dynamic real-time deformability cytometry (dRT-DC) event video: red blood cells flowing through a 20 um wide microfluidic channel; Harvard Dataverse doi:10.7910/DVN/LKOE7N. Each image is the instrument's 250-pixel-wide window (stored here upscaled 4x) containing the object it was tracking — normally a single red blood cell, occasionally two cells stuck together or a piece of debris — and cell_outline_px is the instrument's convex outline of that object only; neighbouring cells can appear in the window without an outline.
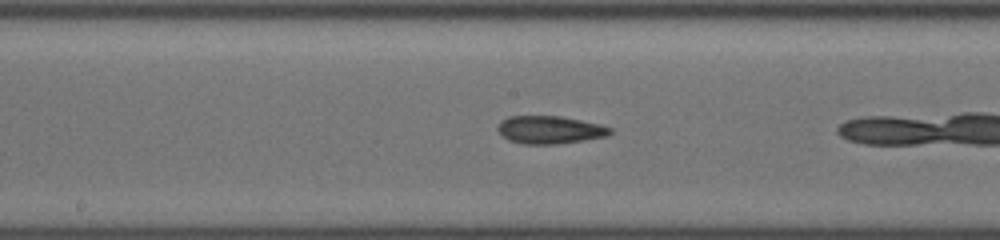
{"species": "common noctule bat (a hibernating species)", "species_latin": "Nyctalus noctula", "temperature_condition": "cold", "stored_images_in_passage": 14, "camera_frame_rate_fps": 3000, "um_per_image_px": 0.085, "animal": {"sex": "female", "body_mass_g": 19.5, "forearm_length_mm": 54.1}, "frame": {"image": 1, "passage_image": 10, "time_ms": 3.0, "image_size_px": [1000, 240], "cell_outline_px": [[612, 132], [608, 136], [584, 140], [556, 144], [524, 144], [508, 140], [496, 128], [500, 120], [508, 116], [560, 116], [600, 124], [612, 128]], "centroid_in_image_um": [46.73, 11.03], "position_along_channel_um": 201.5, "area_um2": 18.26}}